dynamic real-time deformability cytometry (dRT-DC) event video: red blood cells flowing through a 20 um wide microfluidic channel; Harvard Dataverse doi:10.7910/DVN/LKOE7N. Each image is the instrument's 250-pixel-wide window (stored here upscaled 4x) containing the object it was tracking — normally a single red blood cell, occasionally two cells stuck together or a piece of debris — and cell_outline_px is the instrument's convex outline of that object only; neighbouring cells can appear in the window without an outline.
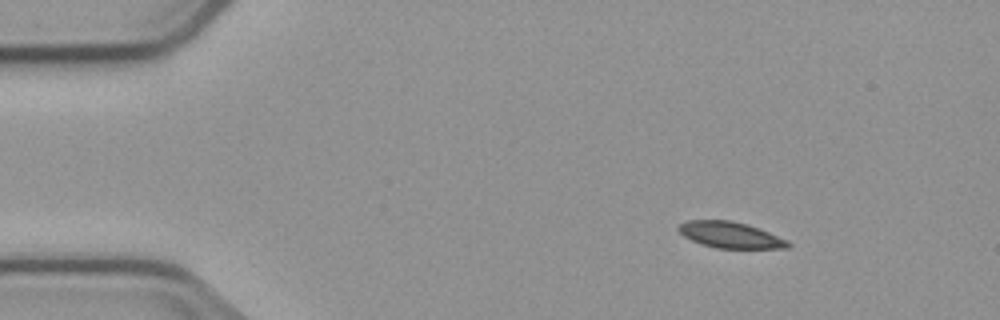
{"species": "common noctule bat (a hibernating species)", "species_latin": "Nyctalus noctula", "temperature_condition": "cold", "stored_images_in_passage": 3, "camera_frame_rate_fps": 3000, "um_per_image_px": 0.085, "animal": {"sex": "male", "body_mass_g": 23.1, "forearm_length_mm": 52.7}, "frame": {"image": 1, "passage_image": 1, "time_ms": 0.0, "image_size_px": [1000, 320], "cell_outline_px": [[792, 244], [788, 248], [716, 248], [700, 244], [684, 236], [676, 228], [680, 224], [688, 220], [732, 220], [748, 224], [760, 228], [788, 240]], "centroid_in_image_um": [62.1, 19.96], "position_along_channel_um": 22.9, "area_um2": 16.82}}